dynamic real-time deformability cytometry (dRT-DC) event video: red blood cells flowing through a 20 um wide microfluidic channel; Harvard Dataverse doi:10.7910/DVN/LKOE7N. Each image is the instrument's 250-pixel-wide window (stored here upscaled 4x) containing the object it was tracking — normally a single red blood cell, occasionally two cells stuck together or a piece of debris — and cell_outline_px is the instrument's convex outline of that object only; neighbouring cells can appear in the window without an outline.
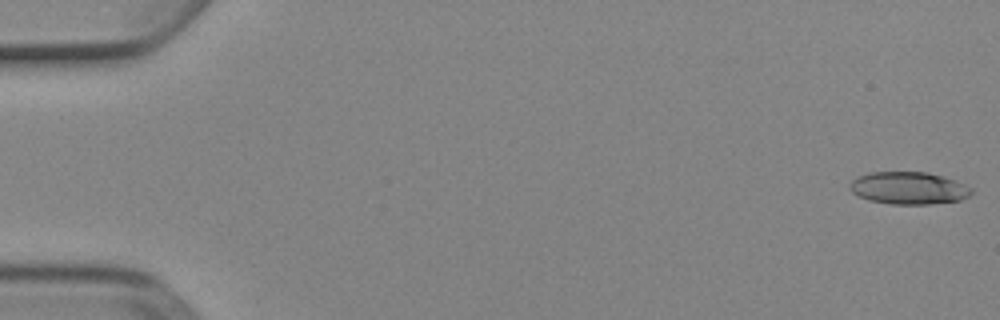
{"species": "Egyptian fruit bat (a non-hibernating species)", "species_latin": "Rousettus aegyptiacus", "temperature_condition": "cold", "stored_images_in_passage": 52, "camera_frame_rate_fps": 3000, "um_per_image_px": 0.085, "animal": {"sex": "female"}, "frame": {"image": 1, "passage_image": 1, "time_ms": 0.0, "image_size_px": [1000, 320], "cell_outline_px": [[972, 192], [968, 196], [960, 200], [928, 204], [892, 204], [868, 200], [852, 192], [848, 188], [848, 184], [852, 180], [868, 172], [928, 172], [944, 176], [964, 184], [972, 188]], "centroid_in_image_um": [77.22, 15.98], "position_along_channel_um": 7.8, "area_um2": 22.95}}
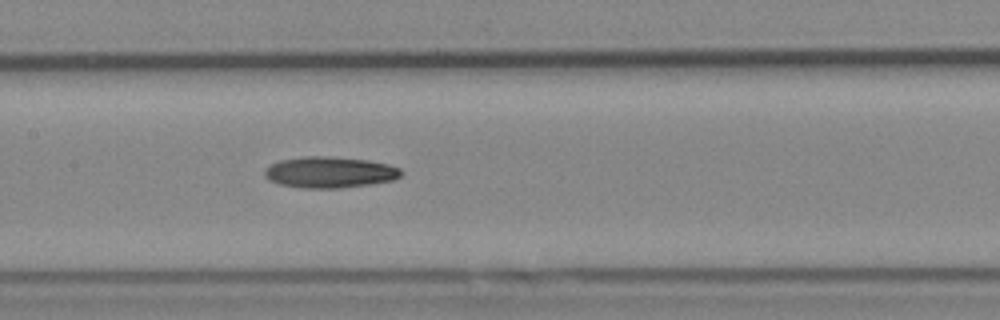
{"frame": {"image": 2, "passage_image": 26, "time_ms": 8.333, "image_size_px": [1000, 320], "cell_outline_px": [[404, 172], [396, 180], [372, 184], [340, 188], [300, 188], [280, 184], [268, 180], [264, 176], [264, 168], [280, 160], [304, 156], [328, 156], [368, 160], [388, 164], [400, 168]], "centroid_in_image_um": [28.04, 14.65], "position_along_channel_um": 179.4, "area_um2": 25.09}}
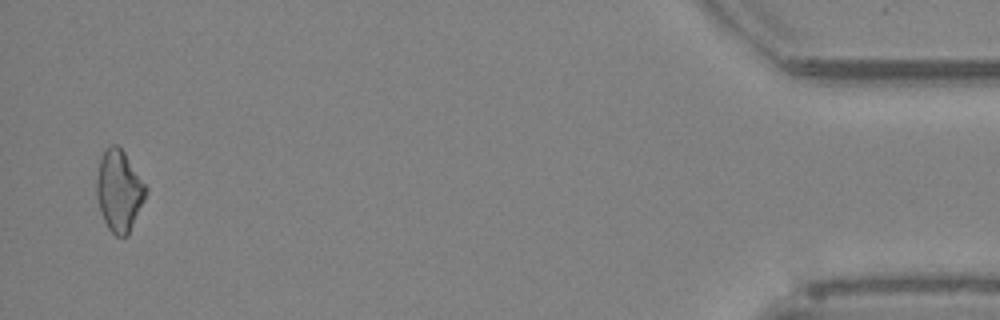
{"frame": {"image": 3, "passage_image": 51, "time_ms": 16.667, "image_size_px": [1000, 320], "cell_outline_px": [[148, 192], [128, 236], [116, 236], [108, 228], [104, 220], [96, 196], [96, 180], [100, 160], [104, 152], [112, 144], [116, 144], [124, 152], [148, 188]], "centroid_in_image_um": [10.14, 16.24], "position_along_channel_um": 425.1, "area_um2": 23.12}, "authors_computed_cell_mechanics": {"area_um2": 23.3512, "velocity_mm_per_s": 3.9096, "shape_relaxation_time_tau1_ms": null, "shape_relaxation_time_tau2_ms": 5.0412, "deformation_change_tau1": null, "deformation_change_tau2": 0.1627}}